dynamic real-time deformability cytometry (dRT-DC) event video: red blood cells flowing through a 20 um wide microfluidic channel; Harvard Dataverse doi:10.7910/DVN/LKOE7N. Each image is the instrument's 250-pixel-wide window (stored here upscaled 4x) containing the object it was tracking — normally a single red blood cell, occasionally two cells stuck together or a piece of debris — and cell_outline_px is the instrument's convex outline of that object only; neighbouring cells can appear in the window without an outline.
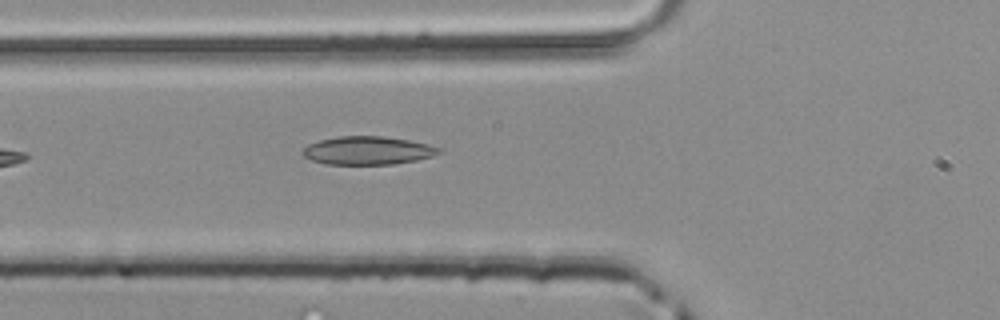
{"species": "common noctule bat (a hibernating species)", "species_latin": "Nyctalus noctula", "temperature_condition": "room temperature", "stored_images_in_passage": 4, "camera_frame_rate_fps": 3000, "um_per_image_px": 0.085, "animal": {"sex": "male", "body_mass_g": 20.4}, "frame": {"image": 1, "passage_image": 4, "time_ms": 1.0, "image_size_px": [1000, 320], "cell_outline_px": [[444, 152], [432, 156], [416, 160], [392, 164], [328, 164], [312, 160], [304, 156], [300, 152], [308, 144], [320, 140], [340, 136], [380, 136], [408, 140], [428, 144], [444, 148]], "centroid_in_image_um": [31.29, 12.79], "position_along_channel_um": 94.5, "area_um2": 22.43}}